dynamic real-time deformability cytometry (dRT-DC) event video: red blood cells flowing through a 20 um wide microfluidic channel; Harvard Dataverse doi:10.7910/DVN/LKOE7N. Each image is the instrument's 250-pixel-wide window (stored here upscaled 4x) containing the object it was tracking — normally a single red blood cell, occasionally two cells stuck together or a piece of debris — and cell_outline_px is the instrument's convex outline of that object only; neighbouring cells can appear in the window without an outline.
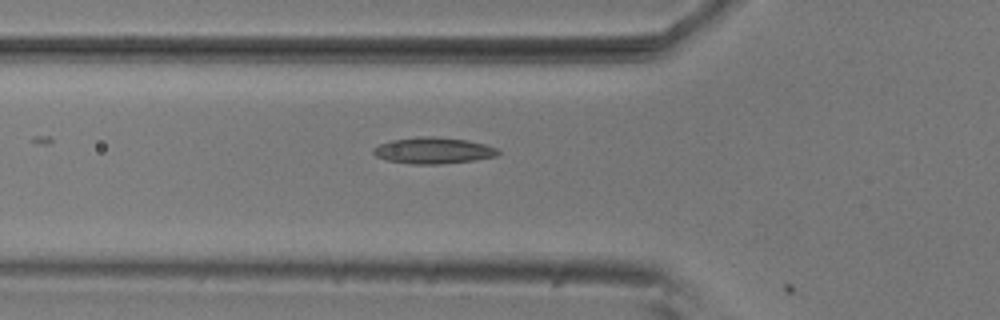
{"species": "common noctule bat (a hibernating species)", "species_latin": "Nyctalus noctula", "temperature_condition": "room temperature", "stored_images_in_passage": 3, "camera_frame_rate_fps": 3000, "um_per_image_px": 0.085, "animal": {"sex": "male", "body_mass_g": 20.5, "forearm_length_mm": 52.5}, "frame": {"image": 1, "passage_image": 2, "time_ms": 0.333, "image_size_px": [1000, 320], "cell_outline_px": [[500, 152], [496, 156], [476, 160], [440, 164], [412, 164], [388, 160], [376, 156], [372, 152], [372, 148], [380, 144], [392, 140], [420, 136], [432, 136], [468, 140], [484, 144], [496, 148]], "centroid_in_image_um": [36.83, 12.79], "position_along_channel_um": 89.0, "area_um2": 19.07}}